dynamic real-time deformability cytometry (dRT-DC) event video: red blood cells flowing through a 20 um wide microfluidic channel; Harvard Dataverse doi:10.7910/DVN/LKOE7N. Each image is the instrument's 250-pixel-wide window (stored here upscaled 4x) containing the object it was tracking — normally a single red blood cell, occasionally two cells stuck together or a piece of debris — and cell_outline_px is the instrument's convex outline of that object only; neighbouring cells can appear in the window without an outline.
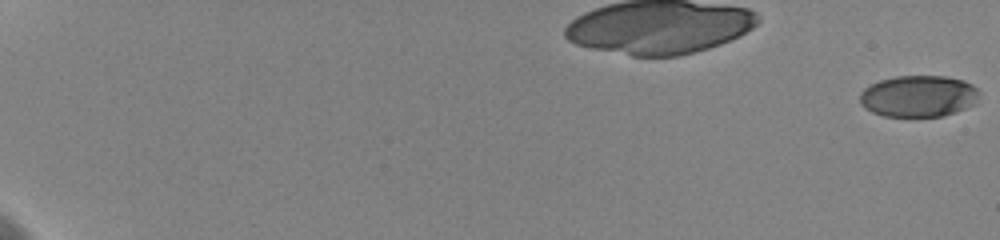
{"species": "human", "species_latin": "Homo sapiens", "temperature_condition": "cold", "stored_images_in_passage": 80, "camera_frame_rate_fps": 3000, "um_per_image_px": 0.085, "donor": {"sex": "female"}, "frame": {"image": 1, "passage_image": 1, "time_ms": 0.0, "image_size_px": [1000, 240], "cell_outline_px": [[980, 92], [976, 104], [940, 116], [884, 116], [872, 112], [864, 108], [860, 104], [860, 92], [864, 88], [880, 80], [896, 76], [944, 76], [964, 80], [972, 84]], "centroid_in_image_um": [78.06, 8.16], "position_along_channel_um": 6.9, "area_um2": 28.9}}
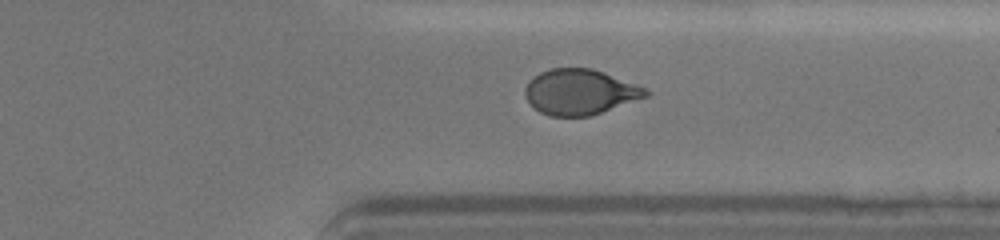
{"frame": {"image": 2, "passage_image": 65, "time_ms": 16.333, "image_size_px": [1000, 240], "cell_outline_px": [[652, 92], [648, 96], [588, 116], [548, 116], [540, 112], [524, 96], [524, 88], [540, 72], [552, 68], [592, 68], [604, 72], [636, 84]], "centroid_in_image_um": [49.3, 7.81], "position_along_channel_um": 362.1, "area_um2": 31.56}}
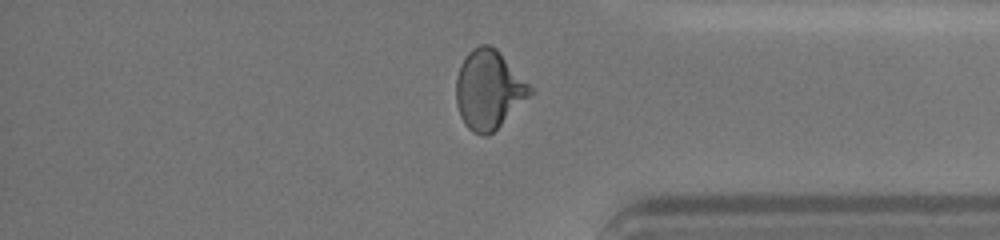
{"frame": {"image": 3, "passage_image": 69, "time_ms": 17.333, "image_size_px": [1000, 240], "cell_outline_px": [[536, 92], [488, 136], [484, 136], [472, 132], [464, 124], [460, 116], [456, 104], [456, 76], [460, 64], [468, 52], [472, 48], [480, 44], [488, 44], [496, 48], [500, 52]], "centroid_in_image_um": [41.54, 7.62], "position_along_channel_um": 393.7, "area_um2": 34.28}, "authors_computed_cell_mechanics": {"area_um2": 32.3391, "velocity_mm_per_s": 3.6065, "shape_relaxation_time_tau1_ms": 4.2562, "shape_relaxation_time_tau2_ms": 1.6397, "deformation_change_tau1": 0.1536, "deformation_change_tau2": 0.0606}}